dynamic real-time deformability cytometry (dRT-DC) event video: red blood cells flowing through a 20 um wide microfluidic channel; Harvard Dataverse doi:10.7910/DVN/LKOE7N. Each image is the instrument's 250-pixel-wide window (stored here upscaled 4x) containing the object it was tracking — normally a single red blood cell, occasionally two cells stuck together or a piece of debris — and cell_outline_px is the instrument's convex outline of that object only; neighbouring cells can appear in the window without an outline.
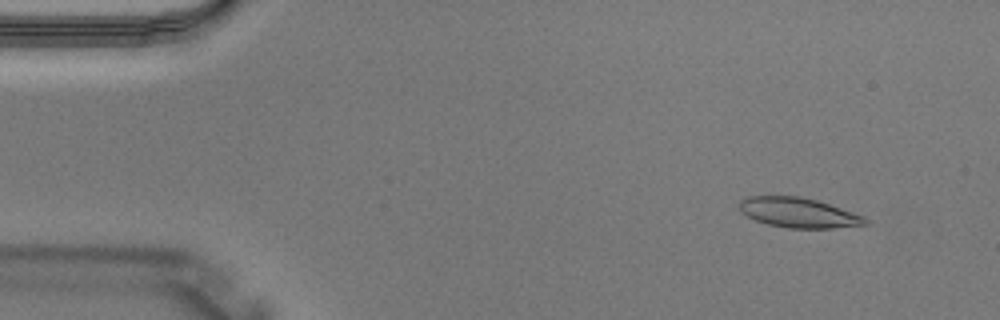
{"species": "Egyptian fruit bat (a non-hibernating species)", "species_latin": "Rousettus aegyptiacus", "temperature_condition": "warm", "stored_images_in_passage": 4, "camera_frame_rate_fps": 3000, "um_per_image_px": 0.085, "animal": {"sex": "male"}, "frame": {"image": 1, "passage_image": 1, "time_ms": 0.0, "image_size_px": [1000, 320], "cell_outline_px": [[872, 224], [832, 228], [788, 228], [768, 224], [756, 220], [740, 212], [740, 200], [748, 196], [800, 196], [816, 200], [864, 216]], "centroid_in_image_um": [67.89, 18.08], "position_along_channel_um": 17.1, "area_um2": 21.85}}
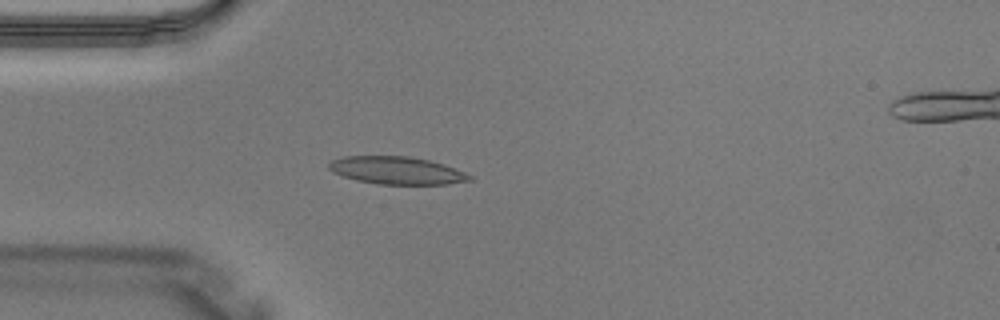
{"frame": {"image": 2, "passage_image": 3, "time_ms": 0.667, "image_size_px": [1000, 320], "cell_outline_px": [[472, 180], [448, 184], [376, 184], [356, 180], [332, 172], [328, 168], [328, 164], [332, 160], [344, 156], [408, 156], [428, 160], [444, 164], [464, 172], [472, 176]], "centroid_in_image_um": [33.71, 14.49], "position_along_channel_um": 51.3, "area_um2": 22.6}}